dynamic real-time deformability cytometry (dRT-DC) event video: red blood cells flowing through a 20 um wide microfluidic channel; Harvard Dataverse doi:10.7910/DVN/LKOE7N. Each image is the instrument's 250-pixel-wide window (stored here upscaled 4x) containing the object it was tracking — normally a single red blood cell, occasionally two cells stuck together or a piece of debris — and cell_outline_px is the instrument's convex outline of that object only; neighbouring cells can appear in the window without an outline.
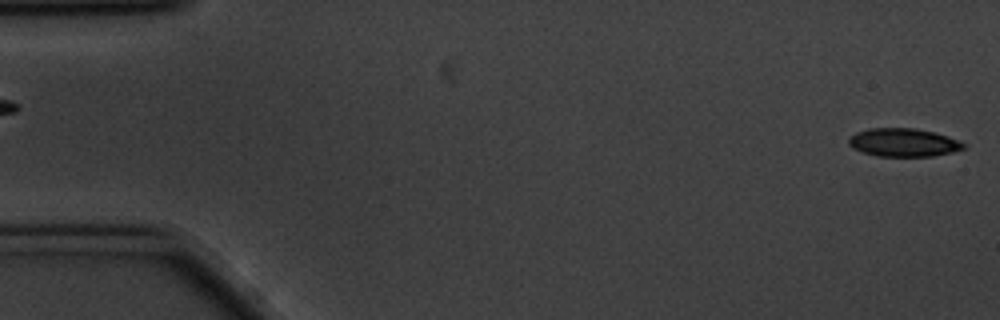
{"species": "common noctule bat (a hibernating species)", "species_latin": "Nyctalus noctula", "temperature_condition": "cold", "stored_images_in_passage": 15, "camera_frame_rate_fps": 3000, "um_per_image_px": 0.085, "animal": {"sex": "male", "body_mass_g": 20.1, "forearm_length_mm": 53.5}, "frame": {"image": 1, "passage_image": 1, "time_ms": 0.0, "image_size_px": [1000, 320], "cell_outline_px": [[968, 148], [952, 152], [932, 156], [876, 156], [852, 148], [848, 144], [848, 140], [856, 132], [868, 128], [916, 128], [948, 136], [968, 144]], "centroid_in_image_um": [76.83, 12.11], "position_along_channel_um": 8.2, "area_um2": 19.02}}